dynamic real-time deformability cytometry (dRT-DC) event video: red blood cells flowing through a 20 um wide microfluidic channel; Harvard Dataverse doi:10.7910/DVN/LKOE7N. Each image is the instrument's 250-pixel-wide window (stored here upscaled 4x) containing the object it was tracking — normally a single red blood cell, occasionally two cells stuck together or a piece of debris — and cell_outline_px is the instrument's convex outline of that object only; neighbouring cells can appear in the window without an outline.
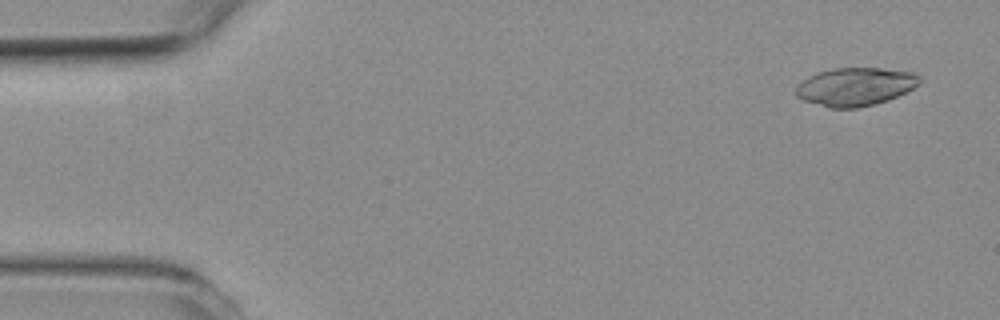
{"species": "common noctule bat (a hibernating species)", "species_latin": "Nyctalus noctula", "temperature_condition": "room temperature", "stored_images_in_passage": 49, "camera_frame_rate_fps": 3000, "um_per_image_px": 0.085, "animal": {"sex": "female", "body_mass_g": 19.3, "forearm_length_mm": 54.1}, "frame": {"image": 1, "passage_image": 3, "time_ms": 0.667, "image_size_px": [1000, 320], "cell_outline_px": [[920, 84], [888, 100], [876, 104], [856, 108], [828, 108], [804, 100], [796, 96], [796, 88], [808, 76], [816, 72], [832, 68], [880, 68], [912, 72], [920, 76]], "centroid_in_image_um": [72.69, 7.37], "position_along_channel_um": 12.3, "area_um2": 27.46}}
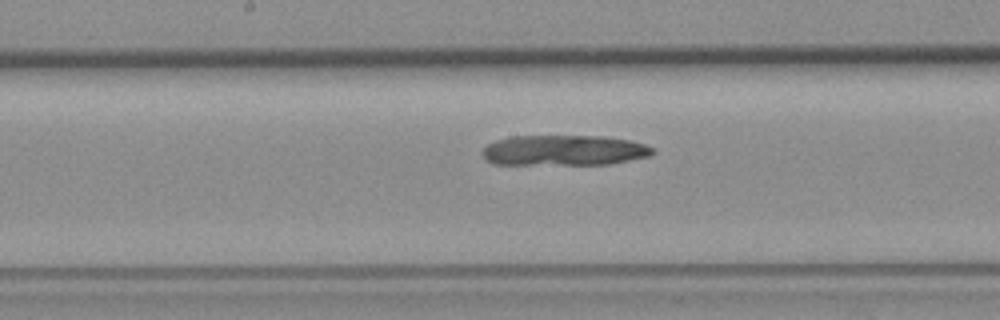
{"frame": {"image": 2, "passage_image": 29, "time_ms": 9.333, "image_size_px": [1000, 320], "cell_outline_px": [[656, 152], [648, 156], [608, 164], [492, 164], [484, 160], [480, 156], [480, 152], [488, 144], [496, 140], [508, 136], [604, 136], [628, 140], [644, 144], [656, 148]], "centroid_in_image_um": [47.88, 12.78], "position_along_channel_um": 200.3, "area_um2": 30.46}}
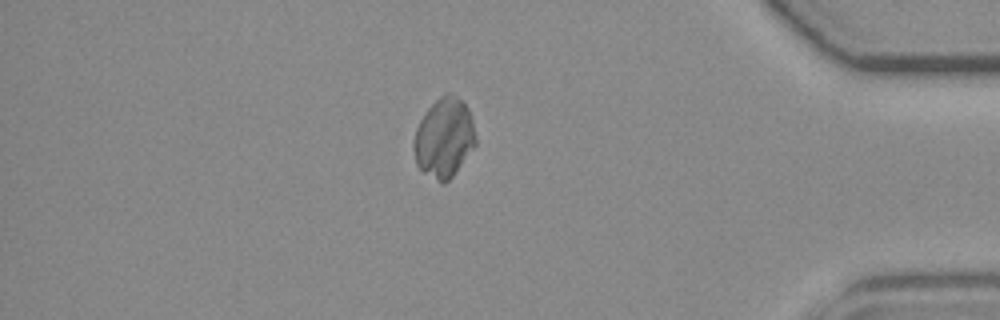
{"frame": {"image": 3, "passage_image": 49, "time_ms": 16.0, "image_size_px": [1000, 320], "cell_outline_px": [[476, 144], [452, 176], [444, 184], [440, 184], [424, 172], [416, 164], [412, 148], [412, 144], [416, 128], [420, 120], [428, 108], [444, 92], [448, 92], [456, 96], [468, 108], [472, 116], [476, 136]], "centroid_in_image_um": [37.73, 11.71], "position_along_channel_um": 397.5, "area_um2": 28.78}}